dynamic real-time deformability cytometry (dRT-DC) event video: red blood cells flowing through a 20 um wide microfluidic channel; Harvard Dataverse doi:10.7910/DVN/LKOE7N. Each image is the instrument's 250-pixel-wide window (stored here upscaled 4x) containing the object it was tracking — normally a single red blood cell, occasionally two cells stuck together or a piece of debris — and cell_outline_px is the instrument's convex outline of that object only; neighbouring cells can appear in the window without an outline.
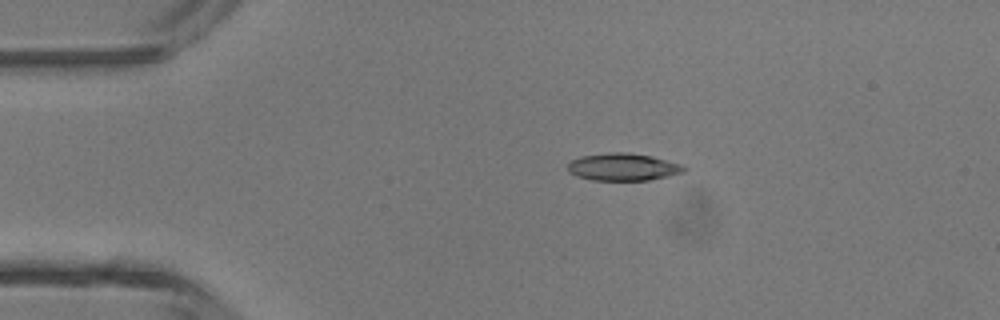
{"species": "common noctule bat (a hibernating species)", "species_latin": "Nyctalus noctula", "temperature_condition": "room temperature", "stored_images_in_passage": 3, "camera_frame_rate_fps": 3000, "um_per_image_px": 0.085, "animal": {"sex": "male", "body_mass_g": 13.3}, "frame": {"image": 1, "passage_image": 2, "time_ms": 0.333, "image_size_px": [1000, 320], "cell_outline_px": [[688, 168], [684, 172], [648, 180], [592, 180], [576, 176], [568, 172], [568, 164], [572, 160], [580, 156], [608, 152], [628, 152], [652, 156], [680, 164]], "centroid_in_image_um": [52.93, 14.18], "position_along_channel_um": 32.1, "area_um2": 18.55}}